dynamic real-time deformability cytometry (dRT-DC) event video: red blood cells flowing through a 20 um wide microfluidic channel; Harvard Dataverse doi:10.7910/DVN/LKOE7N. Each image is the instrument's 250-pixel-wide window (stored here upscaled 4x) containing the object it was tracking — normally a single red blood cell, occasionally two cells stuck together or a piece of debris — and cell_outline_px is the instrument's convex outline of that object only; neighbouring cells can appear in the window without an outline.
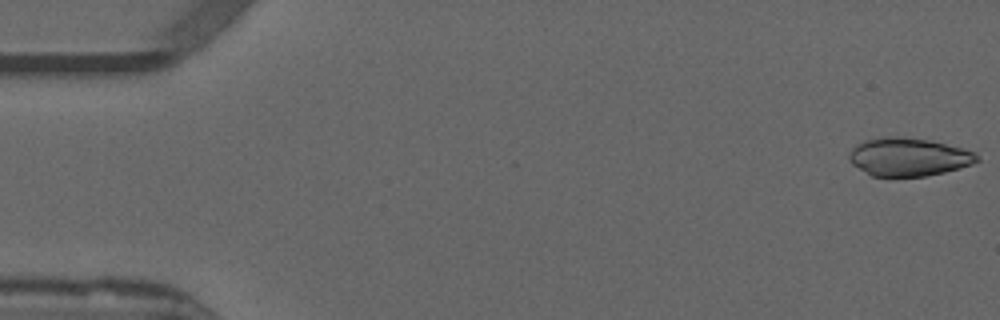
{"species": "common noctule bat (a hibernating species)", "species_latin": "Nyctalus noctula", "temperature_condition": "warm", "stored_images_in_passage": 42, "camera_frame_rate_fps": 3000, "um_per_image_px": 0.085, "animal": {"sex": "male", "forearm_length_mm": 52.5}, "frame": {"image": 1, "passage_image": 1, "time_ms": 0.0, "image_size_px": [1000, 320], "cell_outline_px": [[980, 160], [972, 164], [960, 168], [944, 172], [924, 176], [872, 176], [852, 164], [848, 156], [852, 148], [856, 144], [864, 140], [884, 136], [896, 136], [928, 140], [964, 148], [976, 152], [980, 156]], "centroid_in_image_um": [77.24, 13.33], "position_along_channel_um": 7.8, "area_um2": 28.5}}